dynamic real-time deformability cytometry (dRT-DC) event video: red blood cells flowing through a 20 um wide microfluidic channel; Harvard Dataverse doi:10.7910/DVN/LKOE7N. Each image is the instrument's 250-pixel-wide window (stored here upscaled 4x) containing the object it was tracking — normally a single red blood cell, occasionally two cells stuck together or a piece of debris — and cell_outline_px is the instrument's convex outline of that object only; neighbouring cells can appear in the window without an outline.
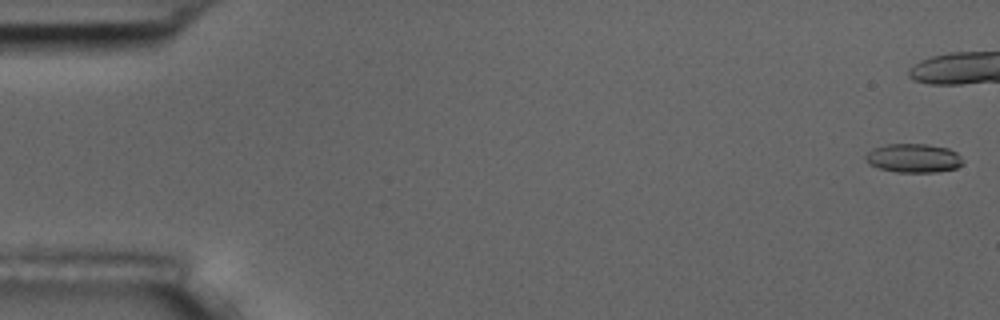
{"species": "common noctule bat (a hibernating species)", "species_latin": "Nyctalus noctula", "temperature_condition": "room temperature", "stored_images_in_passage": 46, "camera_frame_rate_fps": 3000, "um_per_image_px": 0.085, "animal": {"sex": "male", "body_mass_g": 17.5, "forearm_length_mm": 52.3}, "frame": {"image": 1, "passage_image": 2, "time_ms": 0.333, "image_size_px": [1000, 320], "cell_outline_px": [[964, 164], [956, 168], [936, 172], [896, 172], [880, 168], [868, 164], [864, 156], [872, 148], [888, 144], [928, 144], [948, 148], [956, 152], [964, 160]], "centroid_in_image_um": [77.66, 13.44], "position_along_channel_um": 7.3, "area_um2": 16.47}}
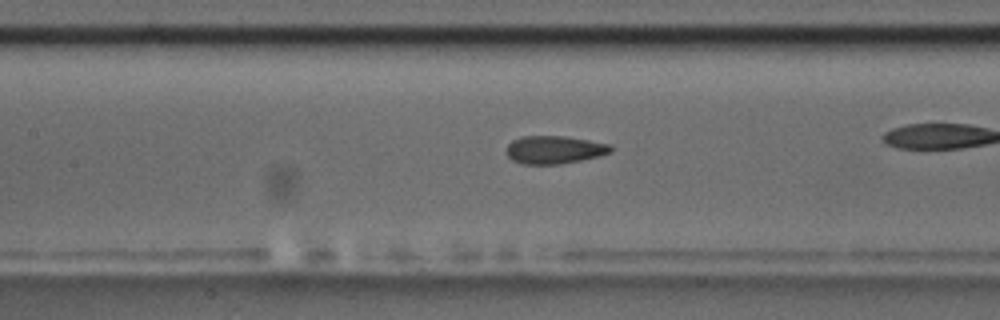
{"frame": {"image": 2, "passage_image": 27, "time_ms": 8.667, "image_size_px": [1000, 320], "cell_outline_px": [[612, 152], [600, 156], [560, 164], [524, 164], [512, 160], [504, 152], [508, 144], [512, 140], [524, 136], [564, 136], [588, 140], [608, 144], [612, 148]], "centroid_in_image_um": [47.08, 12.73], "position_along_channel_um": 160.3, "area_um2": 16.99}}
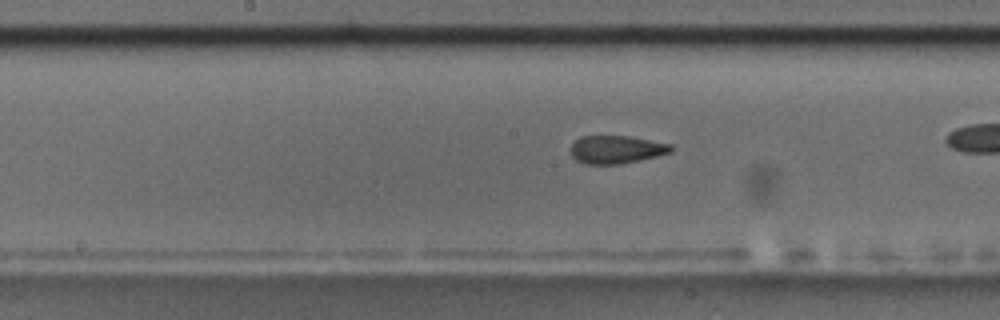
{"frame": {"image": 3, "passage_image": 30, "time_ms": 9.667, "image_size_px": [1000, 320], "cell_outline_px": [[672, 152], [656, 156], [620, 164], [584, 164], [576, 160], [572, 156], [568, 148], [580, 136], [628, 136], [672, 144]], "centroid_in_image_um": [52.34, 12.71], "position_along_channel_um": 195.9, "area_um2": 16.42}}